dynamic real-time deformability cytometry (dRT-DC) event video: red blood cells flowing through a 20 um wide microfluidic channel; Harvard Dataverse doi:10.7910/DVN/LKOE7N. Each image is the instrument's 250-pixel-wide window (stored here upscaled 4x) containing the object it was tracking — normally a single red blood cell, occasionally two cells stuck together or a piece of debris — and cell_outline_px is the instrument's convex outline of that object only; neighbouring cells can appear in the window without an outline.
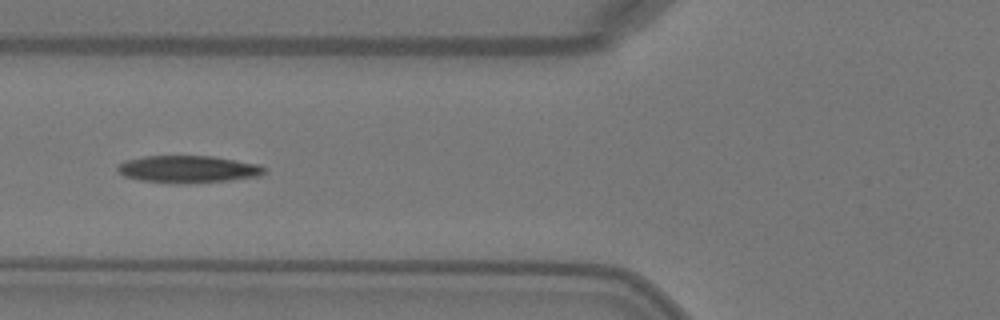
{"species": "Egyptian fruit bat (a non-hibernating species)", "species_latin": "Rousettus aegyptiacus", "temperature_condition": "warm", "stored_images_in_passage": 27, "camera_frame_rate_fps": 3000, "um_per_image_px": 0.085, "animal": {"sex": "female"}, "frame": {"image": 1, "passage_image": 5, "time_ms": 1.333, "image_size_px": [1000, 320], "cell_outline_px": [[268, 168], [260, 176], [228, 180], [172, 184], [140, 180], [124, 176], [116, 168], [116, 164], [124, 160], [144, 156], [212, 156], [260, 164]], "centroid_in_image_um": [15.96, 14.37], "position_along_channel_um": 109.8, "area_um2": 23.41}}
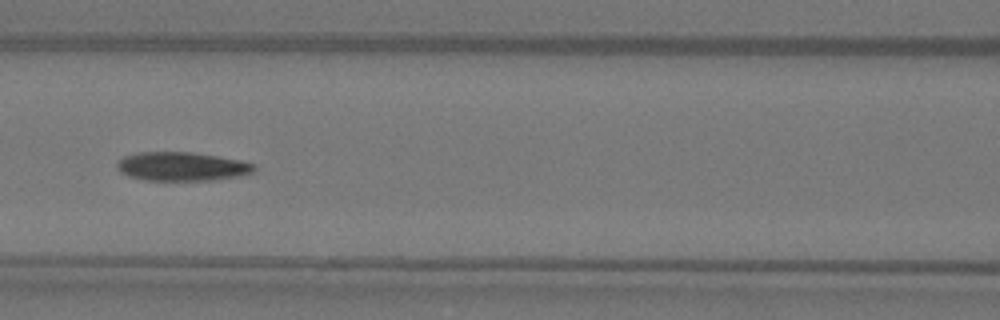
{"frame": {"image": 2, "passage_image": 8, "time_ms": 2.333, "image_size_px": [1000, 320], "cell_outline_px": [[256, 172], [240, 176], [216, 180], [144, 180], [128, 176], [120, 172], [116, 168], [116, 164], [124, 156], [136, 152], [192, 152], [240, 160], [256, 164]], "centroid_in_image_um": [15.48, 14.15], "position_along_channel_um": 151.1, "area_um2": 23.24}, "authors_computed_cell_mechanics": {"area_um2": 23.5824, "velocity_mm_per_s": 4.0958, "shape_relaxation_time_tau1_ms": 4.8628, "shape_relaxation_time_tau2_ms": 2.2239, "deformation_change_tau1": 0.1802, "deformation_change_tau2": 0.0621}}